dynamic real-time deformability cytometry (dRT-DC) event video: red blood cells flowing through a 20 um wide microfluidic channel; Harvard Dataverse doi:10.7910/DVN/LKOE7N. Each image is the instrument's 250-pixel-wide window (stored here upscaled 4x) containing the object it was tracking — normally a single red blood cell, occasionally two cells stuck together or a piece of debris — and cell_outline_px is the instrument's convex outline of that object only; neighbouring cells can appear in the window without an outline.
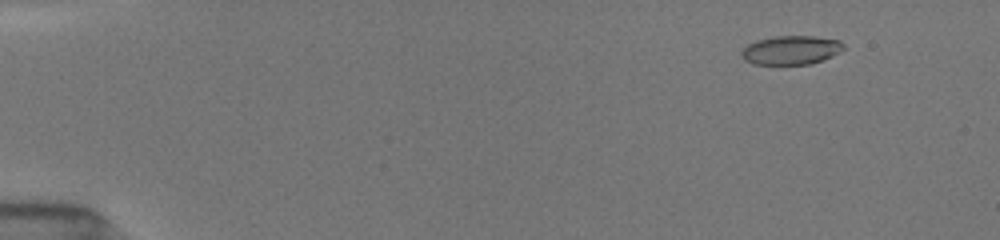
{"species": "common noctule bat (a hibernating species)", "species_latin": "Nyctalus noctula", "temperature_condition": "room temperature", "stored_images_in_passage": 54, "camera_frame_rate_fps": 3000, "um_per_image_px": 0.085, "animal": {"sex": "female", "body_mass_g": 19.5, "forearm_length_mm": 54.1}, "frame": {"image": 1, "passage_image": 8, "time_ms": 1.667, "image_size_px": [1000, 240], "cell_outline_px": [[844, 48], [840, 52], [824, 60], [812, 64], [752, 64], [744, 60], [740, 56], [740, 52], [748, 44], [756, 40], [776, 36], [812, 36], [840, 40], [844, 44]], "centroid_in_image_um": [67.23, 4.26], "position_along_channel_um": 17.8, "area_um2": 17.34}}
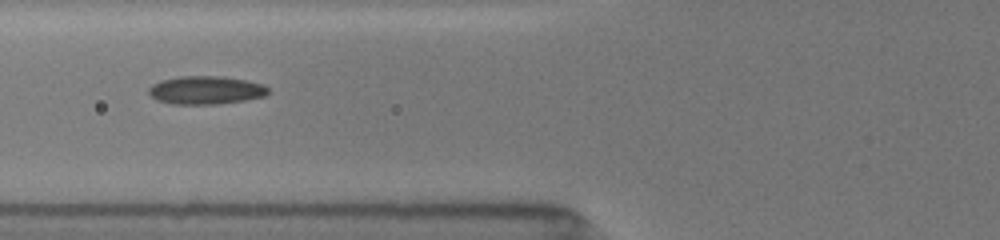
{"frame": {"image": 2, "passage_image": 27, "time_ms": 7.0, "image_size_px": [1000, 240], "cell_outline_px": [[268, 92], [264, 96], [244, 100], [216, 104], [172, 104], [156, 100], [148, 92], [148, 88], [152, 84], [160, 80], [180, 76], [224, 76], [264, 84], [268, 88]], "centroid_in_image_um": [17.46, 7.66], "position_along_channel_um": 108.3, "area_um2": 19.65}}
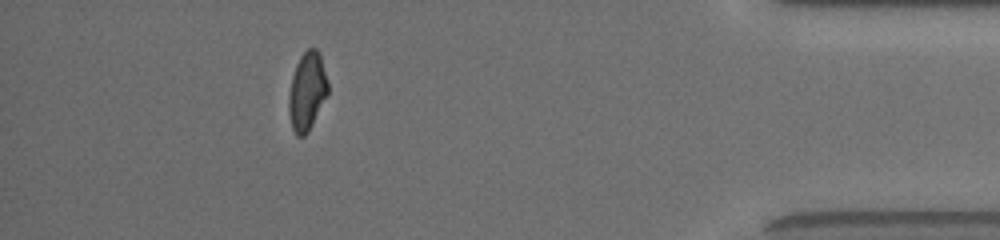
{"frame": {"image": 3, "passage_image": 47, "time_ms": 15.667, "image_size_px": [1000, 240], "cell_outline_px": [[328, 92], [308, 132], [304, 136], [296, 136], [292, 128], [288, 112], [288, 96], [292, 76], [296, 64], [300, 56], [308, 48], [316, 48], [320, 52], [328, 80]], "centroid_in_image_um": [26.09, 7.74], "position_along_channel_um": 409.1, "area_um2": 17.92}, "authors_computed_cell_mechanics": {"area_um2": 18.0047, "velocity_mm_per_s": 3.9959, "shape_relaxation_time_tau1_ms": 3.7735, "shape_relaxation_time_tau2_ms": 2.2609, "deformation_change_tau1": 0.1456, "deformation_change_tau2": 0.0792}}